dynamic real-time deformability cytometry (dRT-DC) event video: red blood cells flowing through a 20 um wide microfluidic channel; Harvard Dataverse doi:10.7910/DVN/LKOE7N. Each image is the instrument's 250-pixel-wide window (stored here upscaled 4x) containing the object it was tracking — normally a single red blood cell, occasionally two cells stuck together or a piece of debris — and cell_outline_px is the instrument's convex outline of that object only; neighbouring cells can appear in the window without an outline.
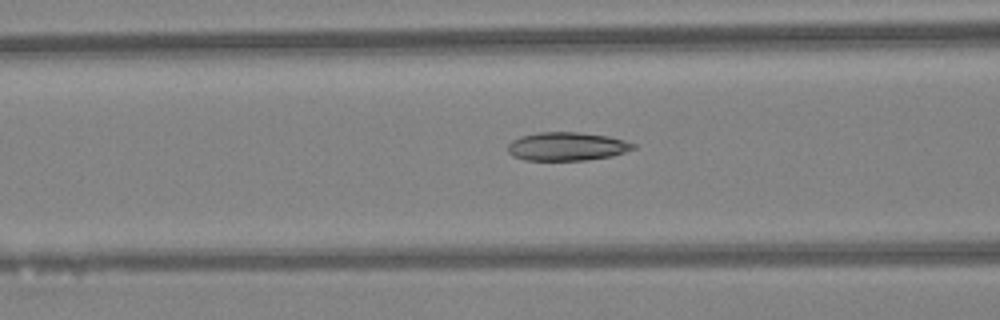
{"species": "Egyptian fruit bat (a non-hibernating species)", "species_latin": "Rousettus aegyptiacus", "temperature_condition": "warm", "stored_images_in_passage": 46, "camera_frame_rate_fps": 3000, "um_per_image_px": 0.085, "animal": {"sex": "female"}, "frame": {"image": 1, "passage_image": 19, "time_ms": 6.0, "image_size_px": [1000, 320], "cell_outline_px": [[636, 148], [612, 156], [588, 160], [524, 160], [512, 156], [508, 152], [508, 144], [512, 140], [520, 136], [540, 132], [576, 132], [608, 136], [624, 140], [636, 144]], "centroid_in_image_um": [48.18, 12.45], "position_along_channel_um": 118.4, "area_um2": 20.87}}
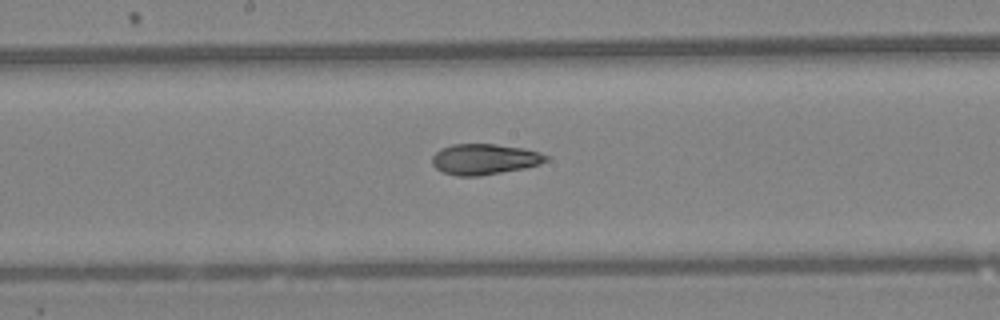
{"frame": {"image": 2, "passage_image": 25, "time_ms": 8.0, "image_size_px": [1000, 320], "cell_outline_px": [[552, 156], [548, 160], [540, 164], [524, 168], [480, 176], [456, 176], [444, 172], [436, 168], [432, 164], [432, 156], [440, 148], [452, 144], [496, 144], [524, 148], [540, 152]], "centroid_in_image_um": [41.2, 13.52], "position_along_channel_um": 207.0, "area_um2": 20.58}}
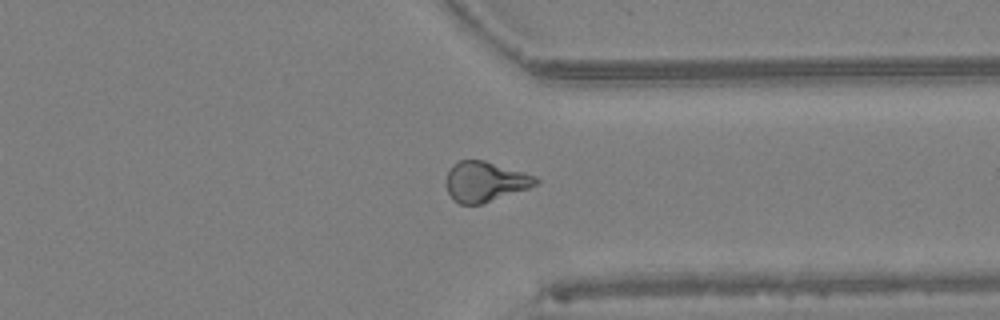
{"frame": {"image": 3, "passage_image": 36, "time_ms": 11.667, "image_size_px": [1000, 320], "cell_outline_px": [[540, 180], [536, 184], [528, 188], [480, 204], [460, 204], [448, 192], [444, 184], [444, 180], [452, 164], [460, 160], [484, 160], [524, 172], [536, 176]], "centroid_in_image_um": [41.2, 15.41], "position_along_channel_um": 370.2, "area_um2": 20.81}, "authors_computed_cell_mechanics": {"area_um2": 21.097, "velocity_mm_per_s": 4.4596, "shape_relaxation_time_tau1_ms": null, "shape_relaxation_time_tau2_ms": 2.5247, "deformation_change_tau1": null, "deformation_change_tau2": 0.0794}}